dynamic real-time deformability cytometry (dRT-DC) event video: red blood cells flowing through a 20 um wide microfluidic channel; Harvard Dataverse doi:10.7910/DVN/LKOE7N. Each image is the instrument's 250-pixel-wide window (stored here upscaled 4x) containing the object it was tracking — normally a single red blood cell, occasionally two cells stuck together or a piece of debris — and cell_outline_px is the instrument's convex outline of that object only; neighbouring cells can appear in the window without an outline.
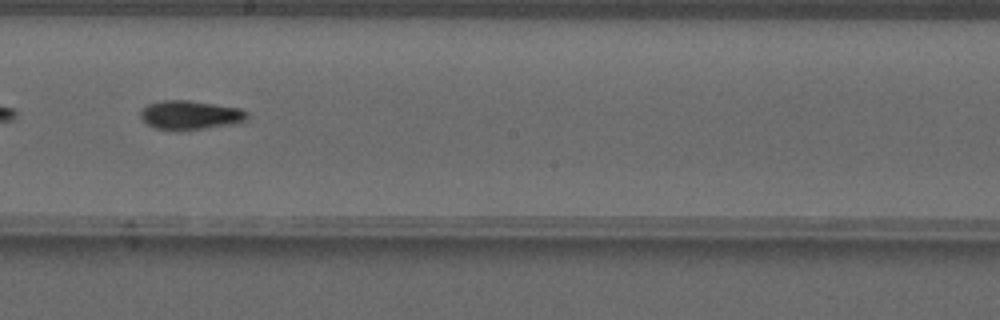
{"species": "common noctule bat (a hibernating species)", "species_latin": "Nyctalus noctula", "temperature_condition": "warm", "stored_images_in_passage": 49, "camera_frame_rate_fps": 3000, "um_per_image_px": 0.085, "animal": {"sex": "male", "forearm_length_mm": 52.5}, "frame": {"image": 1, "passage_image": 28, "time_ms": 9.0, "image_size_px": [1000, 320], "cell_outline_px": [[248, 120], [232, 124], [208, 128], [156, 128], [148, 124], [140, 116], [140, 112], [148, 104], [164, 100], [188, 100], [240, 108], [248, 112]], "centroid_in_image_um": [16.23, 9.75], "position_along_channel_um": 232.0, "area_um2": 17.46}}
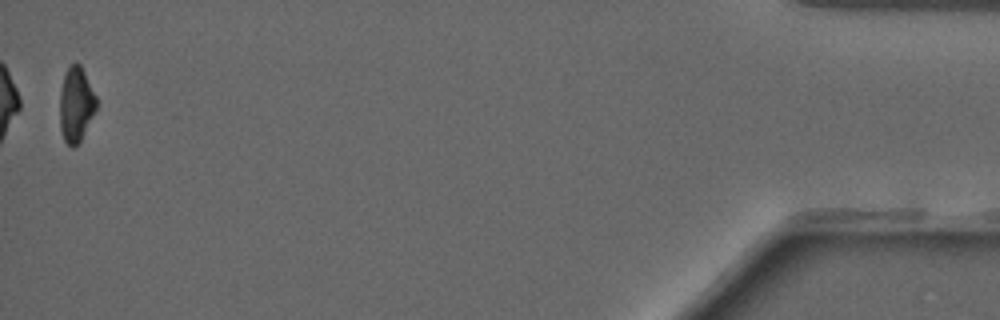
{"frame": {"image": 2, "passage_image": 49, "time_ms": 16.0, "image_size_px": [1000, 320], "cell_outline_px": [[96, 108], [76, 148], [72, 148], [64, 140], [60, 128], [60, 92], [64, 76], [68, 68], [76, 60], [80, 64], [96, 96]], "centroid_in_image_um": [6.44, 8.88], "position_along_channel_um": 428.8, "area_um2": 15.72}, "authors_computed_cell_mechanics": {"area_um2": 17.629, "velocity_mm_per_s": 4.0739, "shape_relaxation_time_tau1_ms": 4.9374, "shape_relaxation_time_tau2_ms": 4.243, "deformation_change_tau1": 0.1615, "deformation_change_tau2": 0.0995}}